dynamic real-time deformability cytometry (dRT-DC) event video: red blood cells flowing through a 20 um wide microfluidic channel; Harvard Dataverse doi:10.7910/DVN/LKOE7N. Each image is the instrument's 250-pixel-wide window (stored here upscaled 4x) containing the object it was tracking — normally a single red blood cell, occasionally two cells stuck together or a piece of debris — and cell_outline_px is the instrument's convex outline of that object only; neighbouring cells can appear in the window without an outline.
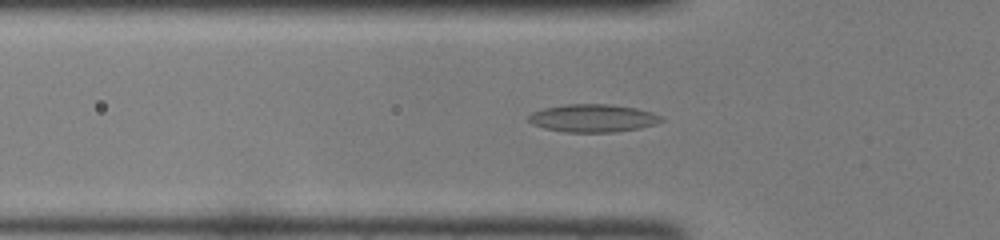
{"species": "common noctule bat (a hibernating species)", "species_latin": "Nyctalus noctula", "temperature_condition": "room temperature", "stored_images_in_passage": 42, "camera_frame_rate_fps": 3000, "um_per_image_px": 0.085, "animal": {"sex": "female", "body_mass_g": 22.0, "forearm_length_mm": 56.7}, "frame": {"image": 1, "passage_image": 14, "time_ms": 4.333, "image_size_px": [1000, 240], "cell_outline_px": [[664, 120], [656, 124], [640, 128], [616, 132], [564, 132], [544, 128], [532, 124], [528, 120], [528, 116], [532, 112], [544, 108], [564, 104], [608, 104], [636, 108], [652, 112], [664, 116]], "centroid_in_image_um": [50.42, 10.04], "position_along_channel_um": 75.4, "area_um2": 21.73}}
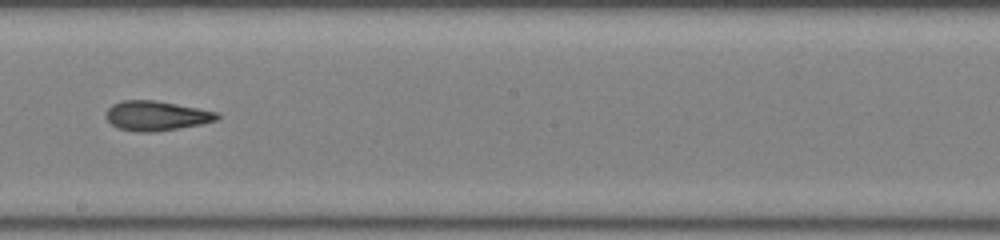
{"frame": {"image": 2, "passage_image": 25, "time_ms": 8.0, "image_size_px": [1000, 240], "cell_outline_px": [[220, 116], [216, 120], [200, 124], [152, 132], [136, 132], [120, 128], [112, 124], [104, 116], [108, 108], [112, 104], [120, 100], [156, 100], [220, 112]], "centroid_in_image_um": [13.27, 9.82], "position_along_channel_um": 234.9, "area_um2": 19.19}}
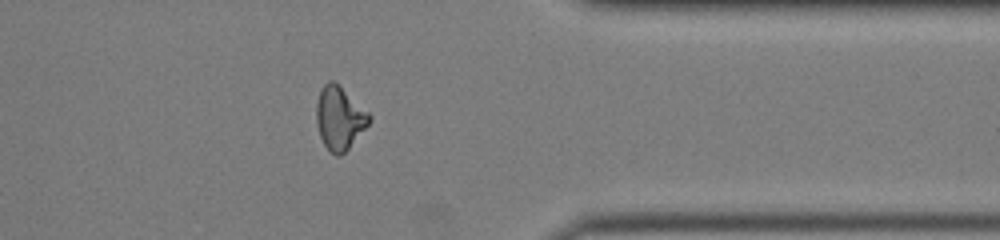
{"frame": {"image": 3, "passage_image": 36, "time_ms": 11.667, "image_size_px": [1000, 240], "cell_outline_px": [[372, 120], [348, 148], [340, 156], [336, 156], [324, 144], [320, 136], [316, 124], [316, 104], [320, 88], [328, 80], [332, 80], [368, 112], [372, 116]], "centroid_in_image_um": [28.83, 10.03], "position_along_channel_um": 382.6, "area_um2": 19.13}}